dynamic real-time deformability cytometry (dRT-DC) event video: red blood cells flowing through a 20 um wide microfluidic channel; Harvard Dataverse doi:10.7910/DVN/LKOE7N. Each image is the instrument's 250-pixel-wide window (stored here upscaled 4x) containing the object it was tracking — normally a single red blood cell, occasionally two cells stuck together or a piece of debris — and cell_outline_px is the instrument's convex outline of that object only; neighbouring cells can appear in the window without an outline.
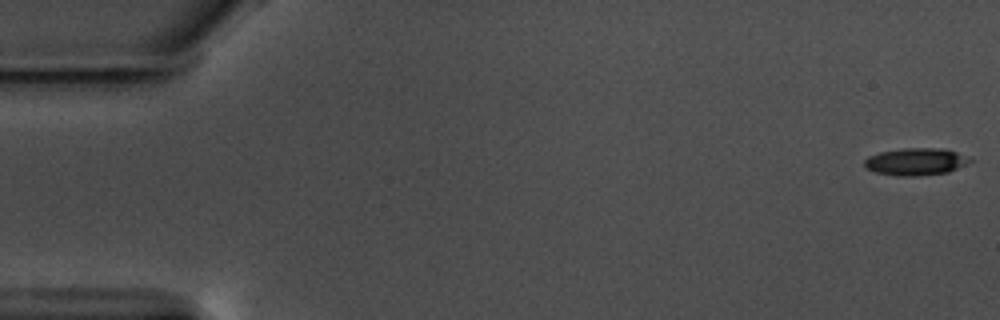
{"species": "common noctule bat (a hibernating species)", "species_latin": "Nyctalus noctula", "temperature_condition": "warm", "stored_images_in_passage": 15, "camera_frame_rate_fps": 3000, "um_per_image_px": 0.085, "animal": {"sex": "male", "body_mass_g": 17.5, "forearm_length_mm": 52.3}, "frame": {"image": 1, "passage_image": 1, "time_ms": 0.0, "image_size_px": [1000, 320], "cell_outline_px": [[972, 160], [948, 172], [916, 176], [900, 176], [876, 172], [868, 168], [864, 164], [864, 160], [868, 156], [880, 152], [904, 148], [944, 148], [956, 152]], "centroid_in_image_um": [77.8, 13.73], "position_along_channel_um": 7.2, "area_um2": 16.42}}